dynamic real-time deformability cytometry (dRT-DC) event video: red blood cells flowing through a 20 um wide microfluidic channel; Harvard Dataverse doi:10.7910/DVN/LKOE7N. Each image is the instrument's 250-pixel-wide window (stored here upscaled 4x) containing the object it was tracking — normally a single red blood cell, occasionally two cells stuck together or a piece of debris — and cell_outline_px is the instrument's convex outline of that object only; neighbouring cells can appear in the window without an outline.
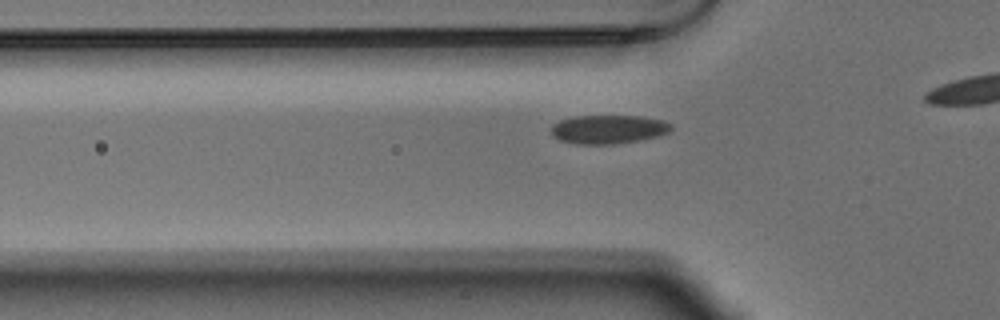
{"species": "Egyptian fruit bat (a non-hibernating species)", "species_latin": "Rousettus aegyptiacus", "temperature_condition": "warm", "stored_images_in_passage": 37, "camera_frame_rate_fps": 3000, "um_per_image_px": 0.085, "animal": {"sex": "male"}, "frame": {"image": 1, "passage_image": 11, "time_ms": 3.333, "image_size_px": [1000, 320], "cell_outline_px": [[672, 128], [668, 132], [656, 136], [636, 140], [612, 144], [576, 144], [560, 140], [552, 136], [552, 124], [560, 120], [572, 116], [640, 116], [664, 120], [672, 124]], "centroid_in_image_um": [51.68, 10.98], "position_along_channel_um": 74.1, "area_um2": 20.0}}
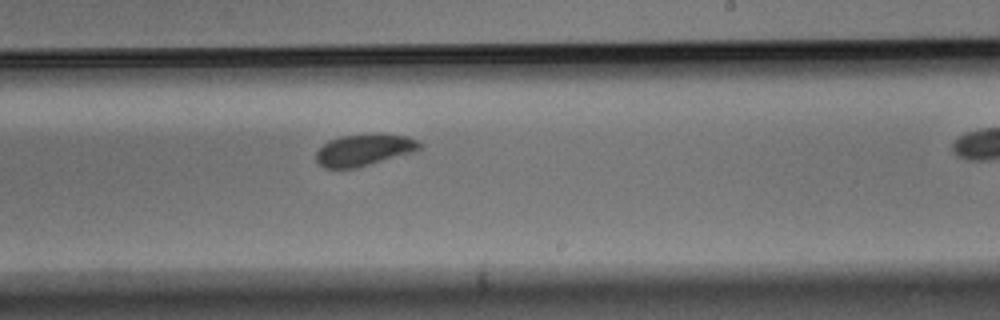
{"frame": {"image": 2, "passage_image": 26, "time_ms": 8.333, "image_size_px": [1000, 320], "cell_outline_px": [[420, 148], [412, 152], [356, 168], [324, 168], [316, 160], [316, 152], [328, 140], [340, 136], [372, 132], [380, 132], [408, 136], [416, 140], [420, 144]], "centroid_in_image_um": [30.93, 12.71], "position_along_channel_um": 258.1, "area_um2": 19.31}}
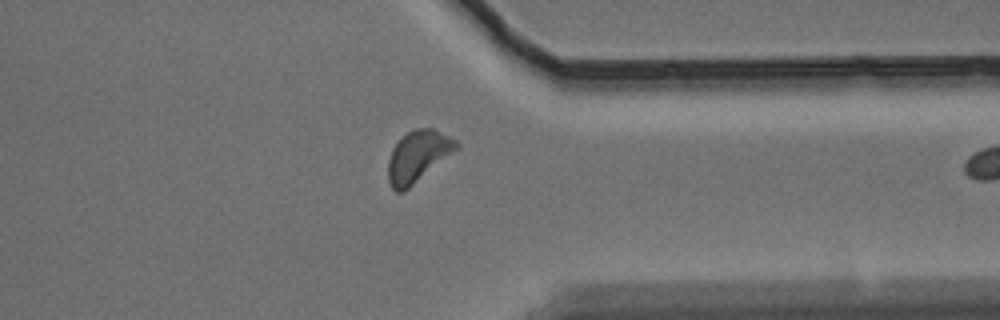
{"frame": {"image": 3, "passage_image": 36, "time_ms": 11.667, "image_size_px": [1000, 320], "cell_outline_px": [[460, 148], [404, 192], [396, 192], [392, 188], [388, 180], [388, 160], [392, 148], [408, 132], [416, 128], [432, 128], [456, 140], [460, 144]], "centroid_in_image_um": [35.54, 13.31], "position_along_channel_um": 375.9, "area_um2": 20.4}}